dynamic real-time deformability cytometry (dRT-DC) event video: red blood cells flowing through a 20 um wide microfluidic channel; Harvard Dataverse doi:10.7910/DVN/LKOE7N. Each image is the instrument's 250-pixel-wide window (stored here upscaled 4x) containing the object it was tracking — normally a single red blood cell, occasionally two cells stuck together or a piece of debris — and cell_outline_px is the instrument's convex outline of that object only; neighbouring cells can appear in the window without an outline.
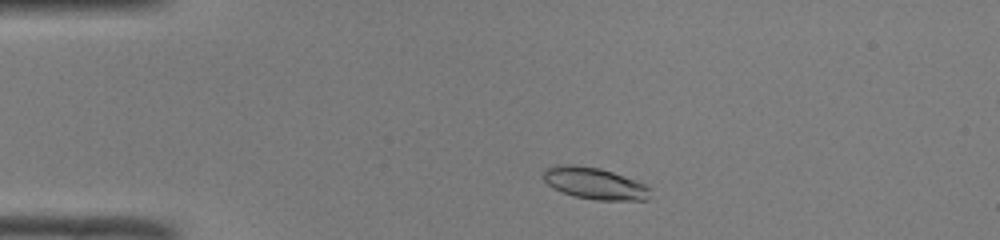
{"species": "common noctule bat (a hibernating species)", "species_latin": "Nyctalus noctula", "temperature_condition": "room temperature", "stored_images_in_passage": 42, "camera_frame_rate_fps": 3000, "um_per_image_px": 0.085, "animal": {"sex": "male", "body_mass_g": 19.0, "forearm_length_mm": 50.8}, "frame": {"image": 1, "passage_image": 3, "time_ms": 0.667, "image_size_px": [1000, 240], "cell_outline_px": [[652, 188], [648, 200], [596, 200], [576, 196], [552, 188], [544, 180], [544, 168], [560, 164], [572, 164], [600, 168], [612, 172], [644, 184]], "centroid_in_image_um": [50.54, 15.58], "position_along_channel_um": 34.5, "area_um2": 19.65}}
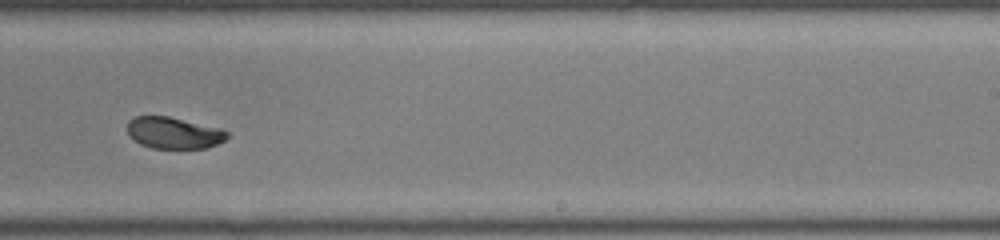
{"frame": {"image": 2, "passage_image": 24, "time_ms": 7.667, "image_size_px": [1000, 240], "cell_outline_px": [[228, 136], [224, 140], [208, 148], [152, 148], [140, 144], [132, 140], [128, 136], [128, 120], [136, 116], [168, 116], [224, 128], [228, 132]], "centroid_in_image_um": [14.77, 11.29], "position_along_channel_um": 274.2, "area_um2": 18.61}}
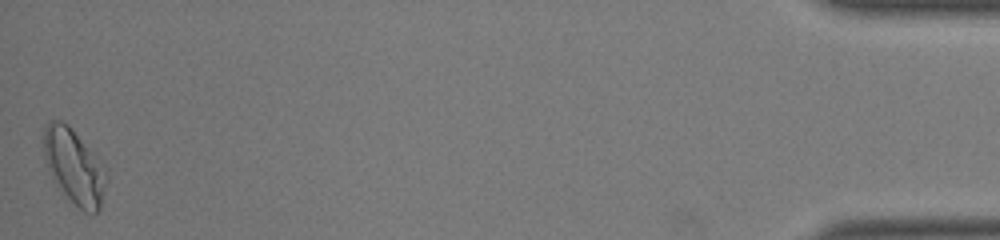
{"frame": {"image": 3, "passage_image": 42, "time_ms": 13.667, "image_size_px": [1000, 240], "cell_outline_px": [[108, 176], [100, 212], [84, 212], [52, 180], [44, 156], [44, 128], [48, 120], [60, 120], [68, 124], [72, 128], [108, 168]], "centroid_in_image_um": [6.35, 14.13], "position_along_channel_um": 428.9, "area_um2": 27.57}, "authors_computed_cell_mechanics": {"area_um2": 19.3919, "velocity_mm_per_s": 4.0713, "shape_relaxation_time_tau1_ms": 4.2446, "shape_relaxation_time_tau2_ms": 1.2294, "deformation_change_tau1": 0.1376, "deformation_change_tau2": 0.0412}}